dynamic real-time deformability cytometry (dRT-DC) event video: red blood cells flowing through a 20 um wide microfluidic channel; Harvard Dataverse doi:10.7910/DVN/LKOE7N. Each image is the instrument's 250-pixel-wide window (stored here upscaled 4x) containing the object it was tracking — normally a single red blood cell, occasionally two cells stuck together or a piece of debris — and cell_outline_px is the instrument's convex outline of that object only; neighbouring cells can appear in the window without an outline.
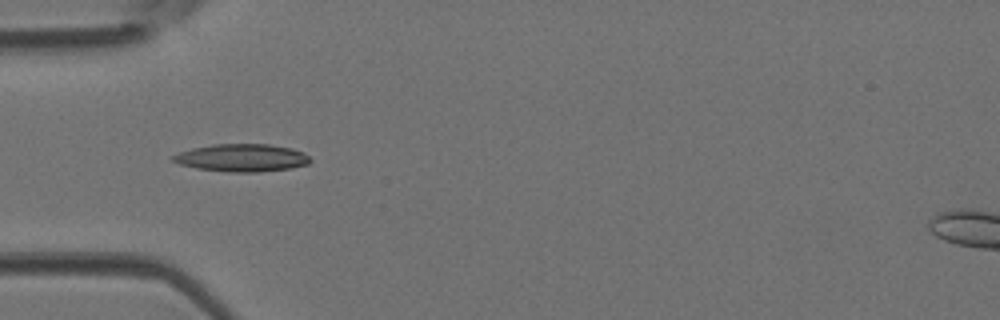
{"species": "Egyptian fruit bat (a non-hibernating species)", "species_latin": "Rousettus aegyptiacus", "temperature_condition": "room temperature", "stored_images_in_passage": 16, "camera_frame_rate_fps": 3000, "um_per_image_px": 0.085, "animal": {"sex": "female"}, "frame": {"image": 1, "passage_image": 6, "time_ms": 1.667, "image_size_px": [1000, 320], "cell_outline_px": [[312, 160], [308, 164], [292, 168], [260, 172], [228, 172], [196, 168], [180, 164], [172, 160], [172, 156], [180, 152], [192, 148], [212, 144], [268, 144], [292, 148], [304, 152]], "centroid_in_image_um": [20.59, 13.41], "position_along_channel_um": 64.4, "area_um2": 22.2}}
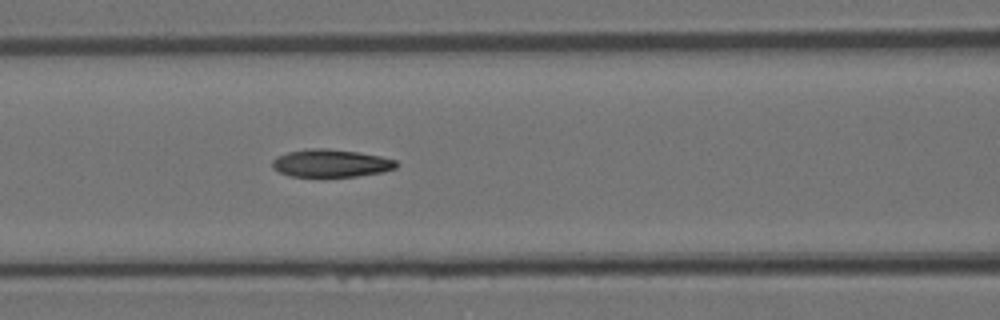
{"frame": {"image": 2, "passage_image": 11, "time_ms": 3.333, "image_size_px": [1000, 320], "cell_outline_px": [[396, 168], [384, 172], [356, 176], [288, 176], [272, 168], [272, 160], [276, 156], [288, 152], [312, 148], [324, 148], [356, 152], [380, 156], [396, 160]], "centroid_in_image_um": [28.1, 13.87], "position_along_channel_um": 138.5, "area_um2": 19.88}}
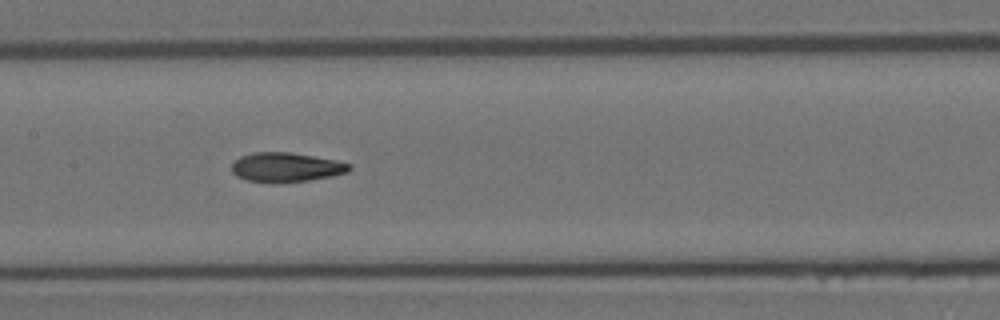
{"frame": {"image": 3, "passage_image": 14, "time_ms": 4.333, "image_size_px": [1000, 320], "cell_outline_px": [[352, 168], [348, 172], [332, 176], [308, 180], [248, 180], [236, 176], [232, 172], [232, 164], [240, 156], [252, 152], [292, 152], [336, 160], [352, 164]], "centroid_in_image_um": [24.36, 14.17], "position_along_channel_um": 183.0, "area_um2": 19.54}}